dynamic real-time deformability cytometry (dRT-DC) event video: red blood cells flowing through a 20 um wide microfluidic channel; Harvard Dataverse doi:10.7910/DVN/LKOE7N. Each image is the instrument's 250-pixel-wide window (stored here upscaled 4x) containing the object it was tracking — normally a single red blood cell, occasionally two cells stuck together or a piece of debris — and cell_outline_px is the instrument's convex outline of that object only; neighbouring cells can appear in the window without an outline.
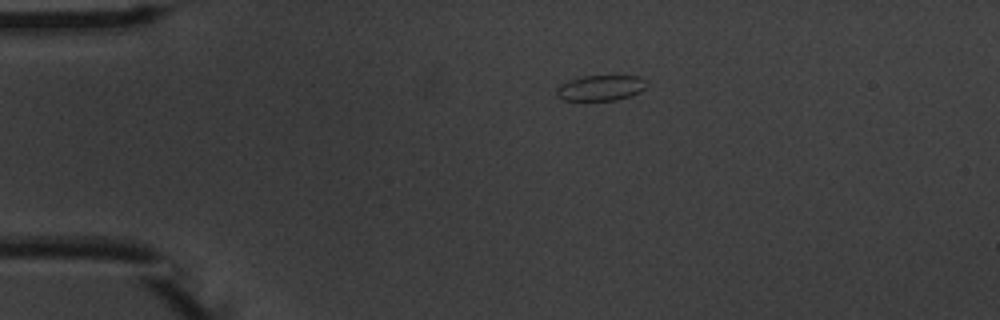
{"species": "common noctule bat (a hibernating species)", "species_latin": "Nyctalus noctula", "temperature_condition": "warm", "stored_images_in_passage": 3, "camera_frame_rate_fps": 3000, "um_per_image_px": 0.085, "animal": {"sex": "male", "body_mass_g": 20.1, "forearm_length_mm": 53.5}, "frame": {"image": 1, "passage_image": 1, "time_ms": 0.0, "image_size_px": [1000, 320], "cell_outline_px": [[648, 84], [640, 92], [632, 96], [616, 100], [564, 100], [556, 96], [556, 88], [560, 84], [568, 80], [584, 76], [640, 76]], "centroid_in_image_um": [51.05, 7.47], "position_along_channel_um": 34.0, "area_um2": 13.47}}
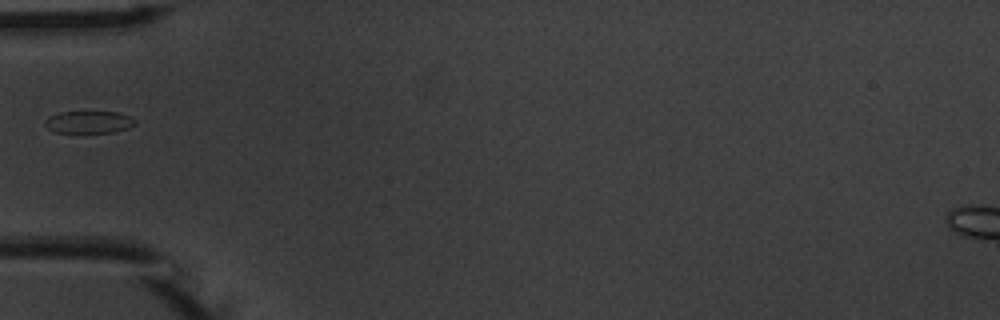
{"frame": {"image": 2, "passage_image": 3, "time_ms": 2.333, "image_size_px": [1000, 320], "cell_outline_px": [[136, 124], [128, 128], [116, 132], [56, 132], [48, 128], [44, 124], [44, 120], [48, 116], [60, 112], [116, 112], [128, 116], [136, 120]], "centroid_in_image_um": [7.54, 10.37], "position_along_channel_um": 77.5, "area_um2": 11.62}}